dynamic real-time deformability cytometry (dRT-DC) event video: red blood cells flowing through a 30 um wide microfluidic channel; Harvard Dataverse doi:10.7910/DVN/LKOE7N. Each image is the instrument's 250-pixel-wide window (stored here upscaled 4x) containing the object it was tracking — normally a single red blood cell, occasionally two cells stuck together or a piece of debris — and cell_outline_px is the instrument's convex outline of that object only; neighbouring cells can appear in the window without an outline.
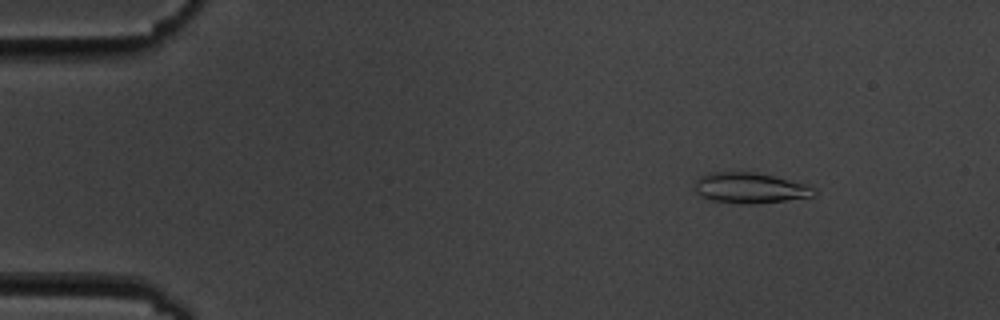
{"species": "common noctule bat (a hibernating species)", "species_latin": "Nyctalus noctula", "temperature_condition": "cold", "stored_images_in_passage": 5, "camera_frame_rate_fps": 3000, "um_per_image_px": 0.085, "animal": {"sex": "male", "body_mass_g": 19.5, "forearm_length_mm": 54.6}, "frame": {"image": 1, "passage_image": 1, "time_ms": 0.0, "image_size_px": [1000, 320], "cell_outline_px": [[816, 192], [812, 196], [756, 204], [744, 204], [712, 200], [696, 192], [696, 180], [700, 176], [708, 172], [756, 172], [804, 184], [816, 188]], "centroid_in_image_um": [63.74, 15.97], "position_along_channel_um": 21.3, "area_um2": 20.87}}